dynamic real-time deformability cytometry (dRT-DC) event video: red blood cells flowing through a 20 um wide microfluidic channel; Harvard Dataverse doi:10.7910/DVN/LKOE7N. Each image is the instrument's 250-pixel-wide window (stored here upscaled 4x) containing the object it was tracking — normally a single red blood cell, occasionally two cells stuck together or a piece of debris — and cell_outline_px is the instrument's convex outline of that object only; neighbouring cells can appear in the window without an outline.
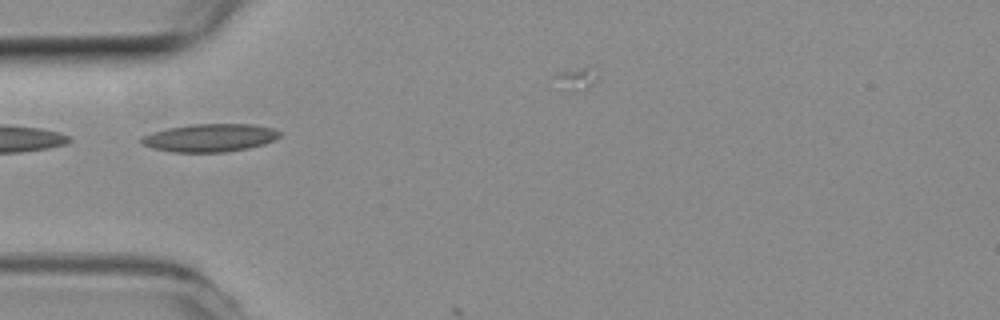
{"species": "common noctule bat (a hibernating species)", "species_latin": "Nyctalus noctula", "temperature_condition": "room temperature", "stored_images_in_passage": 2, "camera_frame_rate_fps": 3000, "um_per_image_px": 0.085, "animal": {"sex": "female", "body_mass_g": 19.3, "forearm_length_mm": 54.1}, "frame": {"image": 1, "passage_image": 1, "time_ms": 0.0, "image_size_px": [1000, 320], "cell_outline_px": [[280, 136], [264, 144], [248, 148], [224, 152], [172, 152], [152, 148], [140, 144], [140, 136], [152, 132], [168, 128], [192, 124], [256, 124], [272, 128], [280, 132]], "centroid_in_image_um": [17.79, 11.71], "position_along_channel_um": 67.2, "area_um2": 22.6}}